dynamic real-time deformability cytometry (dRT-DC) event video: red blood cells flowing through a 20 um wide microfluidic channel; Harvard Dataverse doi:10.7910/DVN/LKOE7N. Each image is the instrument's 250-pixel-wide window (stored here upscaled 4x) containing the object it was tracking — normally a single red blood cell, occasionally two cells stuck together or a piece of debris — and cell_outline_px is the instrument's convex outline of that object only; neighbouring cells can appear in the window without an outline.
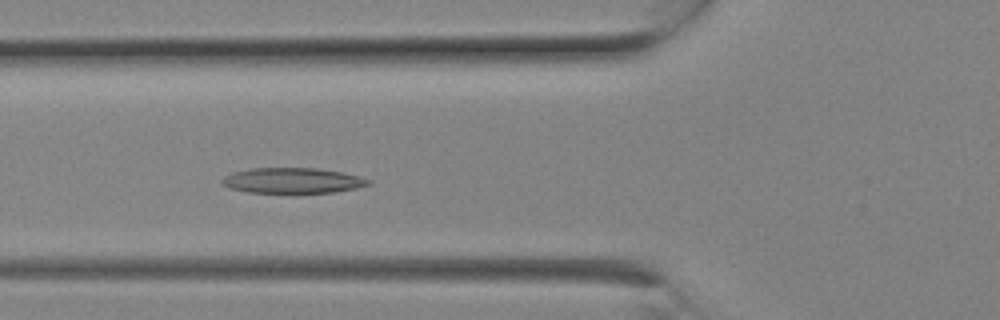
{"species": "Egyptian fruit bat (a non-hibernating species)", "species_latin": "Rousettus aegyptiacus", "temperature_condition": "room temperature", "stored_images_in_passage": 9, "camera_frame_rate_fps": 3000, "um_per_image_px": 0.085, "animal": {"sex": "female"}, "frame": {"image": 1, "passage_image": 8, "time_ms": 2.333, "image_size_px": [1000, 320], "cell_outline_px": [[372, 184], [356, 188], [332, 192], [248, 192], [232, 188], [224, 184], [220, 180], [224, 176], [232, 172], [248, 168], [320, 168], [344, 172], [360, 176], [372, 180]], "centroid_in_image_um": [24.91, 15.32], "position_along_channel_um": 100.9, "area_um2": 21.68}}
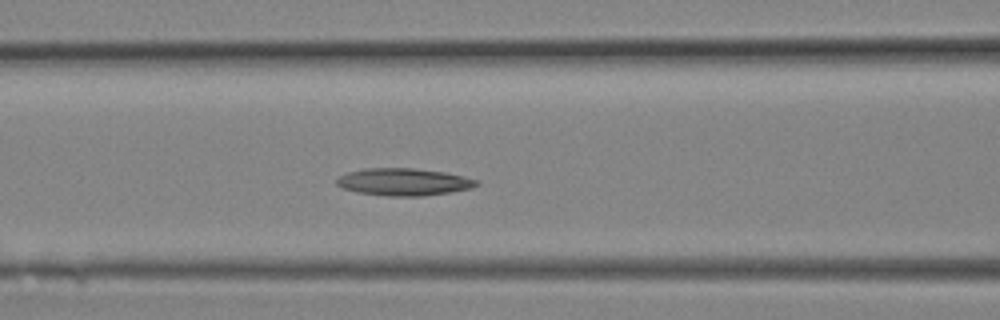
{"frame": {"image": 2, "passage_image": 9, "time_ms": 2.667, "image_size_px": [1000, 320], "cell_outline_px": [[480, 184], [472, 188], [424, 196], [384, 196], [360, 192], [344, 188], [336, 184], [336, 180], [340, 176], [348, 172], [364, 168], [412, 168], [444, 172], [464, 176], [480, 180]], "centroid_in_image_um": [34.35, 15.46], "position_along_channel_um": 132.2, "area_um2": 22.2}}